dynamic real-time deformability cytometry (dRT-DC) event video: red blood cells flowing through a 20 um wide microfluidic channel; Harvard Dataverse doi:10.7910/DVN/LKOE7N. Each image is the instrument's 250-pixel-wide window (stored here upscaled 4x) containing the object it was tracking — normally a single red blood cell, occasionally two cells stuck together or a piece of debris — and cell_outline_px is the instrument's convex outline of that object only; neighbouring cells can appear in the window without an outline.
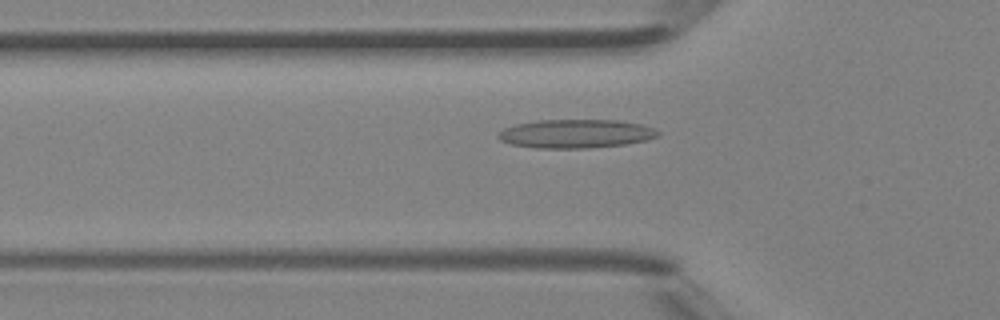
{"species": "Egyptian fruit bat (a non-hibernating species)", "species_latin": "Rousettus aegyptiacus", "temperature_condition": "room temperature", "stored_images_in_passage": 45, "camera_frame_rate_fps": 3000, "um_per_image_px": 0.085, "animal": {"sex": "female"}, "frame": {"image": 1, "passage_image": 15, "time_ms": 4.667, "image_size_px": [1000, 320], "cell_outline_px": [[660, 132], [656, 136], [648, 140], [624, 144], [588, 148], [536, 148], [512, 144], [500, 140], [496, 136], [504, 128], [516, 124], [536, 120], [616, 120], [640, 124], [656, 128]], "centroid_in_image_um": [48.94, 11.36], "position_along_channel_um": 76.9, "area_um2": 26.65}}
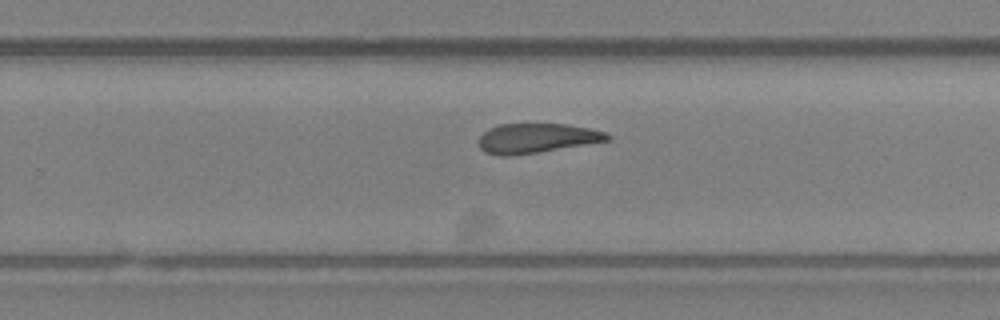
{"frame": {"image": 2, "passage_image": 29, "time_ms": 9.333, "image_size_px": [1000, 320], "cell_outline_px": [[612, 140], [512, 156], [500, 156], [484, 152], [480, 148], [480, 136], [488, 128], [500, 124], [568, 124], [592, 128], [608, 132], [612, 136]], "centroid_in_image_um": [45.67, 11.74], "position_along_channel_um": 284.1, "area_um2": 22.37}}
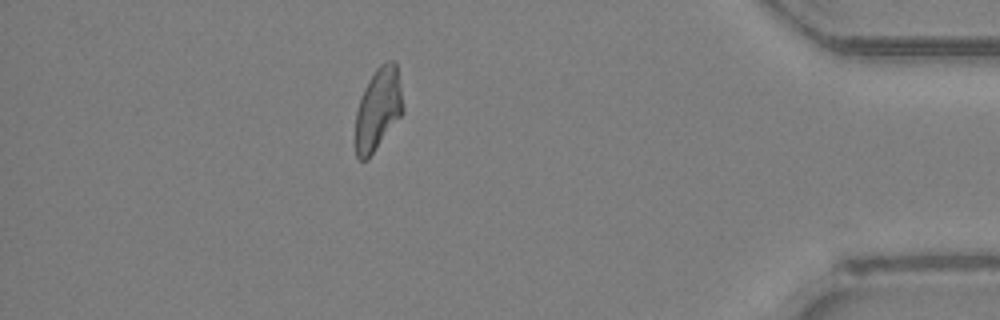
{"frame": {"image": 3, "passage_image": 40, "time_ms": 13.0, "image_size_px": [1000, 320], "cell_outline_px": [[404, 112], [368, 160], [360, 160], [356, 156], [356, 112], [364, 88], [368, 80], [376, 68], [380, 64], [388, 60], [396, 60], [404, 108]], "centroid_in_image_um": [32.15, 9.26], "position_along_channel_um": 403.0, "area_um2": 22.89}, "authors_computed_cell_mechanics": {"area_um2": 23.4668, "velocity_mm_per_s": 4.4577, "shape_relaxation_time_tau1_ms": null, "shape_relaxation_time_tau2_ms": 9.9063, "deformation_change_tau1": null, "deformation_change_tau2": 0.2502}}